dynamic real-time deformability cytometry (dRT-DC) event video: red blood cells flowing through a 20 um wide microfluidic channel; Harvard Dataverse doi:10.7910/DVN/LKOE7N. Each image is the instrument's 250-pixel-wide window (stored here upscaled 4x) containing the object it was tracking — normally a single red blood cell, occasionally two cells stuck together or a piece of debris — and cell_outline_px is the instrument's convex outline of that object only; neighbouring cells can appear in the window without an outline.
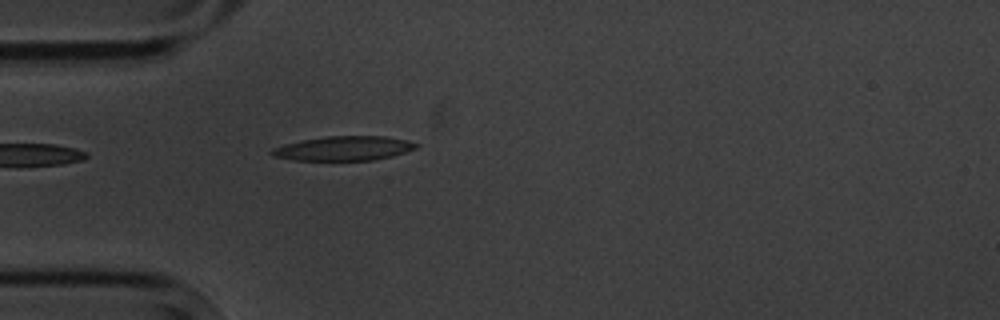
{"species": "common noctule bat (a hibernating species)", "species_latin": "Nyctalus noctula", "temperature_condition": "cold", "stored_images_in_passage": 5, "camera_frame_rate_fps": 3000, "um_per_image_px": 0.085, "animal": {"sex": "male", "body_mass_g": 20.1, "forearm_length_mm": 53.5}, "frame": {"image": 1, "passage_image": 5, "time_ms": 4.667, "image_size_px": [1000, 320], "cell_outline_px": [[420, 144], [416, 148], [392, 156], [372, 160], [292, 160], [276, 156], [268, 152], [272, 148], [284, 144], [300, 140], [328, 136], [384, 136], [408, 140]], "centroid_in_image_um": [29.21, 12.6], "position_along_channel_um": 55.8, "area_um2": 20.46}}